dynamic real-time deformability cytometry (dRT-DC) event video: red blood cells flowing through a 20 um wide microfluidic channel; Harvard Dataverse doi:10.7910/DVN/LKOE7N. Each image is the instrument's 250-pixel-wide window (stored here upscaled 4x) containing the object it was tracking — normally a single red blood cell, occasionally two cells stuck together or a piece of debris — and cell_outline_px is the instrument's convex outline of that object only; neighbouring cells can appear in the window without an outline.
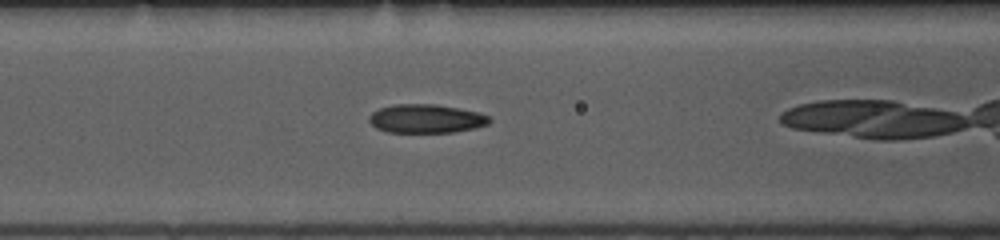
{"species": "common noctule bat (a hibernating species)", "species_latin": "Nyctalus noctula", "temperature_condition": "room temperature", "stored_images_in_passage": 24, "camera_frame_rate_fps": 3000, "um_per_image_px": 0.085, "animal": {"sex": "female", "body_mass_g": 10.0, "forearm_length_mm": 53.1}, "frame": {"image": 1, "passage_image": 3, "time_ms": 0.667, "image_size_px": [1000, 240], "cell_outline_px": [[492, 120], [488, 124], [476, 128], [452, 132], [388, 132], [376, 128], [368, 120], [368, 116], [372, 112], [380, 108], [392, 104], [436, 104], [476, 112], [488, 116]], "centroid_in_image_um": [36.19, 10.08], "position_along_channel_um": 130.4, "area_um2": 20.06}}
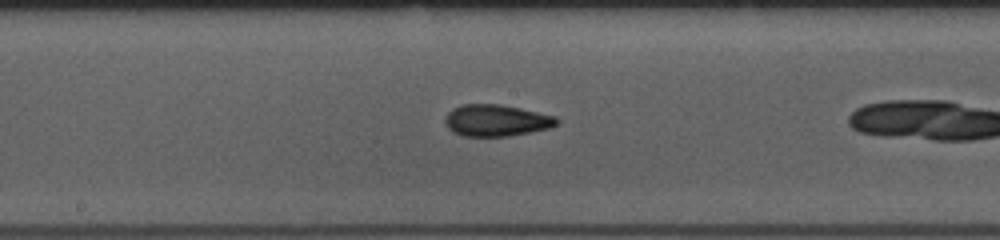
{"frame": {"image": 2, "passage_image": 9, "time_ms": 2.667, "image_size_px": [1000, 240], "cell_outline_px": [[560, 120], [556, 124], [548, 128], [508, 136], [464, 136], [452, 132], [448, 128], [444, 120], [448, 112], [452, 108], [460, 104], [500, 104], [520, 108], [556, 116]], "centroid_in_image_um": [42.15, 10.22], "position_along_channel_um": 206.1, "area_um2": 20.58}}
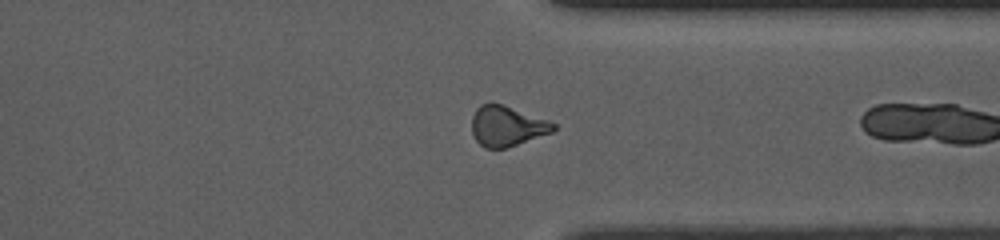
{"frame": {"image": 3, "passage_image": 22, "time_ms": 7.0, "image_size_px": [1000, 240], "cell_outline_px": [[556, 128], [552, 132], [504, 148], [484, 148], [476, 140], [472, 132], [472, 116], [476, 108], [480, 104], [492, 100], [504, 104], [548, 120], [556, 124]], "centroid_in_image_um": [43.05, 10.67], "position_along_channel_um": 368.3, "area_um2": 19.31}}